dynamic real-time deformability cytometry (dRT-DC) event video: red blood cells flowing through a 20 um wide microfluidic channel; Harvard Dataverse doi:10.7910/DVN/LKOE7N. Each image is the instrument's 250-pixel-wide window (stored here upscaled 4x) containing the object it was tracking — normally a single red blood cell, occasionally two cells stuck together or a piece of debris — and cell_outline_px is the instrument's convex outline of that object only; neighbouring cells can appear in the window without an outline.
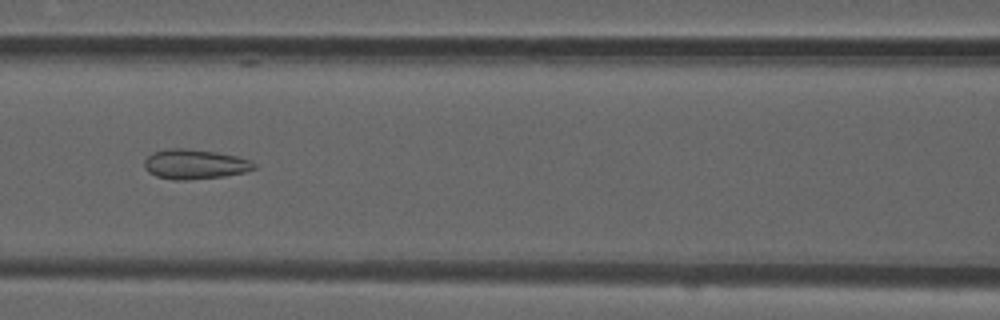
{"species": "common noctule bat (a hibernating species)", "species_latin": "Nyctalus noctula", "temperature_condition": "room temperature", "stored_images_in_passage": 52, "camera_frame_rate_fps": 3000, "um_per_image_px": 0.085, "animal": {"sex": "male", "forearm_length_mm": 52.5}, "frame": {"image": 1, "passage_image": 23, "time_ms": 7.333, "image_size_px": [1000, 320], "cell_outline_px": [[256, 168], [244, 172], [224, 176], [188, 180], [176, 180], [156, 176], [148, 172], [144, 168], [144, 160], [152, 152], [172, 148], [188, 148], [216, 152], [236, 156], [248, 160], [256, 164]], "centroid_in_image_um": [16.53, 13.95], "position_along_channel_um": 150.1, "area_um2": 19.02}}
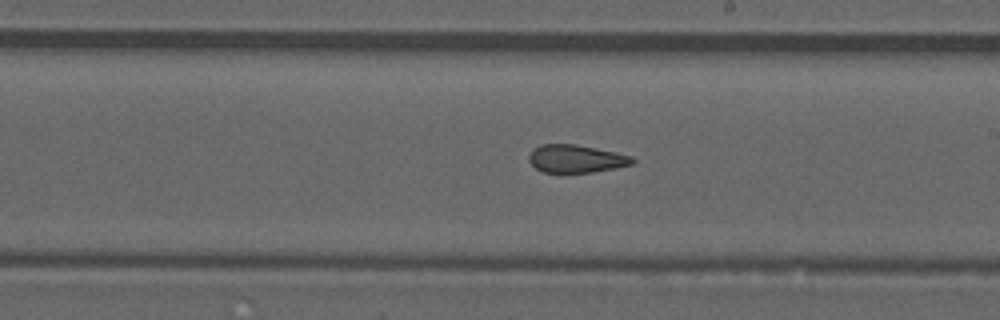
{"frame": {"image": 2, "passage_image": 30, "time_ms": 9.667, "image_size_px": [1000, 320], "cell_outline_px": [[636, 160], [632, 164], [592, 172], [564, 176], [544, 172], [536, 168], [528, 160], [528, 156], [532, 148], [540, 144], [576, 144], [616, 152], [632, 156]], "centroid_in_image_um": [48.9, 13.52], "position_along_channel_um": 240.1, "area_um2": 17.46}}
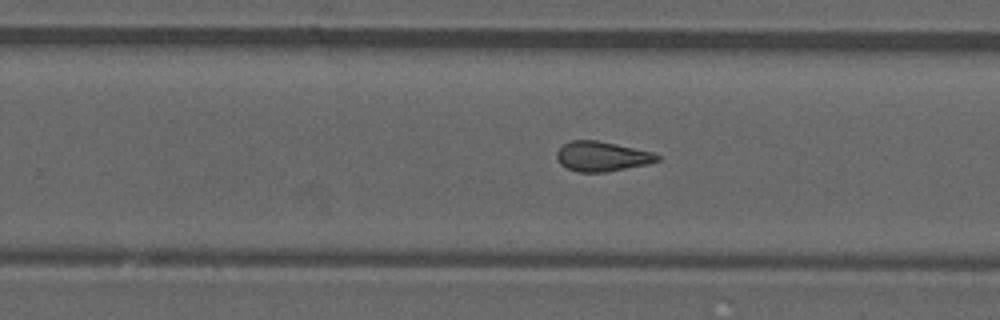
{"frame": {"image": 3, "passage_image": 33, "time_ms": 10.667, "image_size_px": [1000, 320], "cell_outline_px": [[660, 160], [648, 164], [604, 172], [580, 172], [568, 168], [560, 164], [556, 156], [556, 152], [564, 144], [572, 140], [596, 140], [616, 144], [652, 152], [660, 156]], "centroid_in_image_um": [51.16, 13.29], "position_along_channel_um": 278.6, "area_um2": 17.28}, "authors_computed_cell_mechanics": {"area_um2": 17.7735, "velocity_mm_per_s": 3.8746, "shape_relaxation_time_tau1_ms": null, "shape_relaxation_time_tau2_ms": 2.2943, "deformation_change_tau1": null, "deformation_change_tau2": 0.0987}}